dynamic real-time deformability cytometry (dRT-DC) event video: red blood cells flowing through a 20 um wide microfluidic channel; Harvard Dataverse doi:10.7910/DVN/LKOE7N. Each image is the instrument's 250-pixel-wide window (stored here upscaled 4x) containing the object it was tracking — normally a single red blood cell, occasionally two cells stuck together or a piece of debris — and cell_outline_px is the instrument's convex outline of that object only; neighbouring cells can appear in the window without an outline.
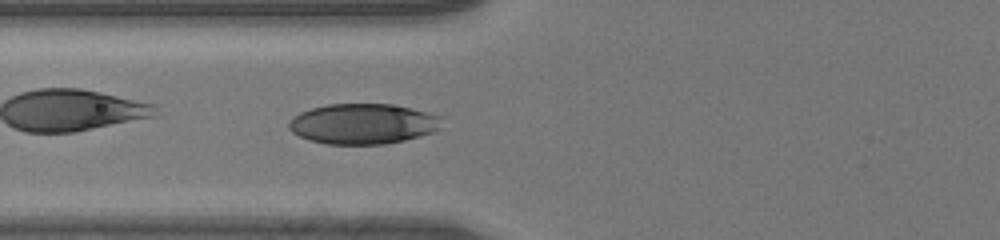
{"species": "human", "species_latin": "Homo sapiens", "temperature_condition": "room temperature", "stored_images_in_passage": 51, "camera_frame_rate_fps": 3000, "um_per_image_px": 0.085, "donor": {"sex": "male"}, "frame": {"image": 1, "passage_image": 24, "time_ms": 7.667, "image_size_px": [1000, 240], "cell_outline_px": [[444, 116], [440, 128], [436, 132], [404, 140], [384, 144], [324, 144], [308, 140], [292, 132], [288, 128], [288, 124], [300, 112], [312, 108], [328, 104], [388, 104], [408, 108]], "centroid_in_image_um": [30.88, 10.53], "position_along_channel_um": 94.9, "area_um2": 36.01}}
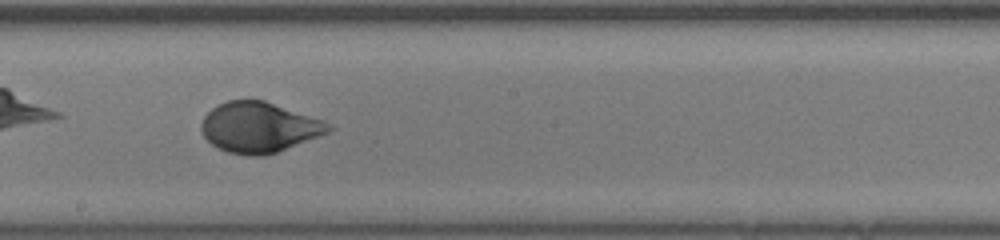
{"frame": {"image": 2, "passage_image": 33, "time_ms": 10.667, "image_size_px": [1000, 240], "cell_outline_px": [[336, 128], [328, 132], [276, 152], [264, 156], [248, 156], [228, 152], [212, 144], [204, 136], [200, 128], [200, 124], [204, 116], [212, 108], [228, 100], [264, 100], [324, 120]], "centroid_in_image_um": [22.02, 10.82], "position_along_channel_um": 226.2, "area_um2": 37.11}}
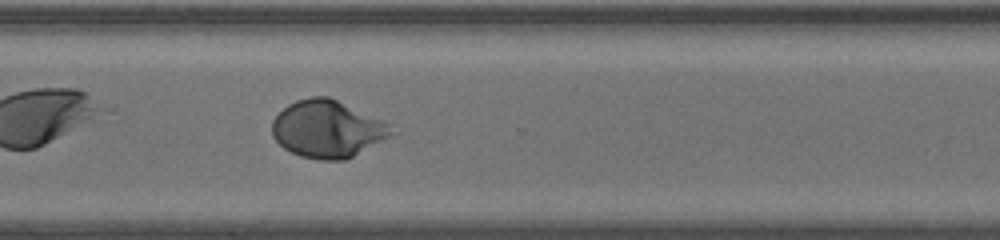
{"frame": {"image": 3, "passage_image": 41, "time_ms": 13.333, "image_size_px": [1000, 240], "cell_outline_px": [[392, 132], [388, 136], [352, 156], [344, 160], [320, 160], [300, 156], [284, 148], [272, 136], [272, 120], [288, 104], [296, 100], [312, 96], [328, 96], [380, 120], [388, 124]], "centroid_in_image_um": [27.74, 10.96], "position_along_channel_um": 342.9, "area_um2": 38.84}}